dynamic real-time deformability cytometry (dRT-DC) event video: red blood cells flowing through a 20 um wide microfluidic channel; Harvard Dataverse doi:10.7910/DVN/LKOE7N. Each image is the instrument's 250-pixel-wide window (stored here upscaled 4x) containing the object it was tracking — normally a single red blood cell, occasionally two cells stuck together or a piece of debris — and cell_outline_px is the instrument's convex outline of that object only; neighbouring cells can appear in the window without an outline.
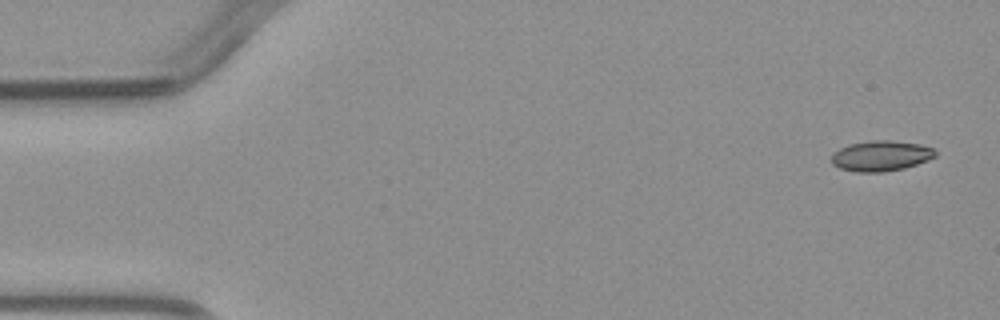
{"species": "common noctule bat (a hibernating species)", "species_latin": "Nyctalus noctula", "temperature_condition": "warm", "stored_images_in_passage": 5, "camera_frame_rate_fps": 3000, "um_per_image_px": 0.085, "animal": {"sex": "male", "body_mass_g": 23.1, "forearm_length_mm": 52.7}, "frame": {"image": 1, "passage_image": 1, "time_ms": 0.0, "image_size_px": [1000, 320], "cell_outline_px": [[936, 156], [928, 160], [904, 168], [884, 172], [856, 172], [840, 168], [832, 164], [832, 156], [840, 148], [848, 144], [872, 140], [888, 140], [920, 144], [936, 148]], "centroid_in_image_um": [74.91, 13.24], "position_along_channel_um": 10.1, "area_um2": 18.44}}
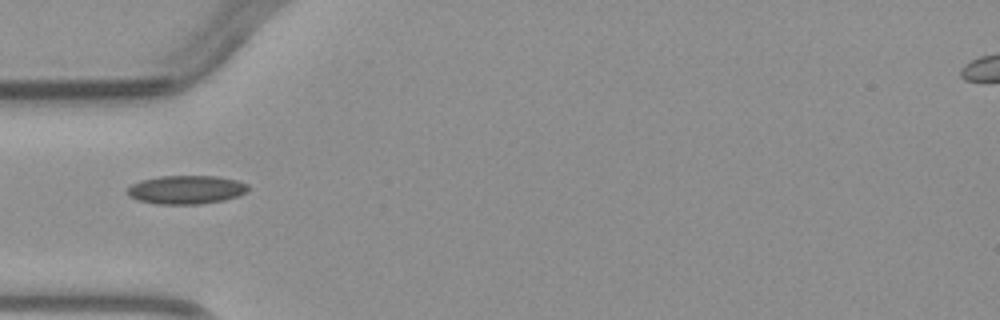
{"frame": {"image": 2, "passage_image": 4, "time_ms": 4.333, "image_size_px": [1000, 320], "cell_outline_px": [[248, 192], [224, 200], [200, 204], [156, 204], [136, 200], [128, 196], [124, 192], [132, 184], [140, 180], [160, 176], [216, 176], [236, 180], [248, 184]], "centroid_in_image_um": [15.78, 16.13], "position_along_channel_um": 69.2, "area_um2": 20.29}}
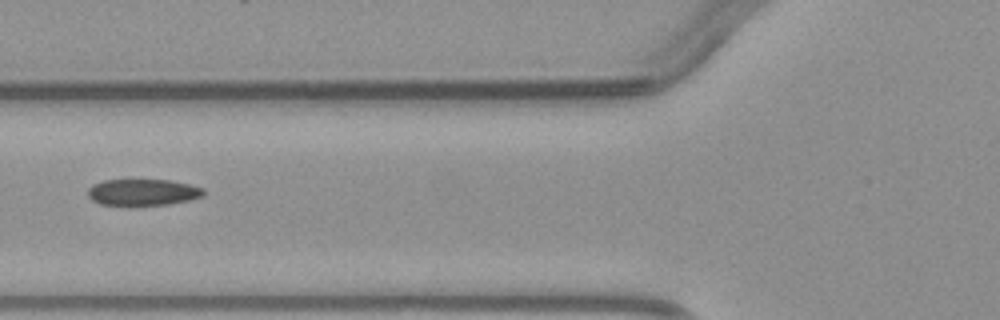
{"frame": {"image": 3, "passage_image": 5, "time_ms": 5.333, "image_size_px": [1000, 320], "cell_outline_px": [[204, 196], [188, 200], [168, 204], [136, 208], [128, 208], [100, 204], [92, 200], [88, 196], [88, 188], [92, 184], [104, 180], [172, 180], [204, 188]], "centroid_in_image_um": [12.1, 16.39], "position_along_channel_um": 113.7, "area_um2": 18.67}}